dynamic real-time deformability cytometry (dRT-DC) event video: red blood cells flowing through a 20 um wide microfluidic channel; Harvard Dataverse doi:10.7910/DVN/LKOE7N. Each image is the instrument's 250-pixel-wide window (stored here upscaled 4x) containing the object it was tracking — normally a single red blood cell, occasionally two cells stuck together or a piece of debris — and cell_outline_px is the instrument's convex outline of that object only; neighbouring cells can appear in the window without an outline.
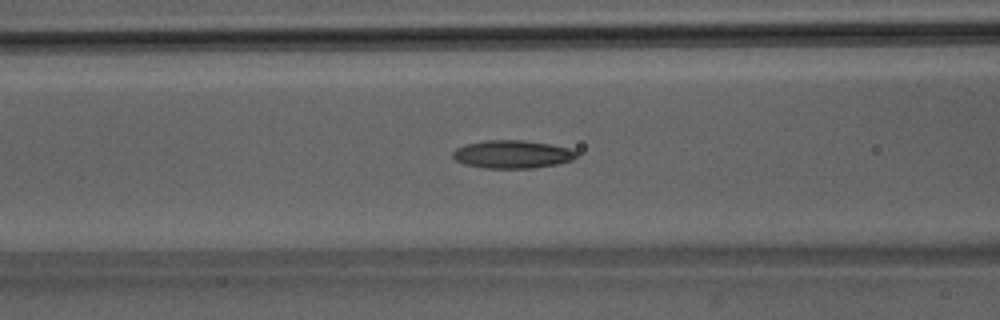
{"species": "Egyptian fruit bat (a non-hibernating species)", "species_latin": "Rousettus aegyptiacus", "temperature_condition": "room temperature", "stored_images_in_passage": 52, "segment_of_instrument_passage": [1, 2], "camera_frame_rate_fps": 3000, "um_per_image_px": 0.085, "animal": {"sex": "male"}, "frame": {"image": 1, "passage_image": 21, "time_ms": 6.667, "image_size_px": [1000, 320], "cell_outline_px": [[576, 156], [572, 160], [556, 164], [532, 168], [484, 168], [464, 164], [456, 160], [452, 156], [452, 152], [456, 148], [464, 144], [484, 140], [524, 140], [552, 144], [568, 148], [576, 152]], "centroid_in_image_um": [43.5, 13.1], "position_along_channel_um": 123.1, "area_um2": 20.23}}
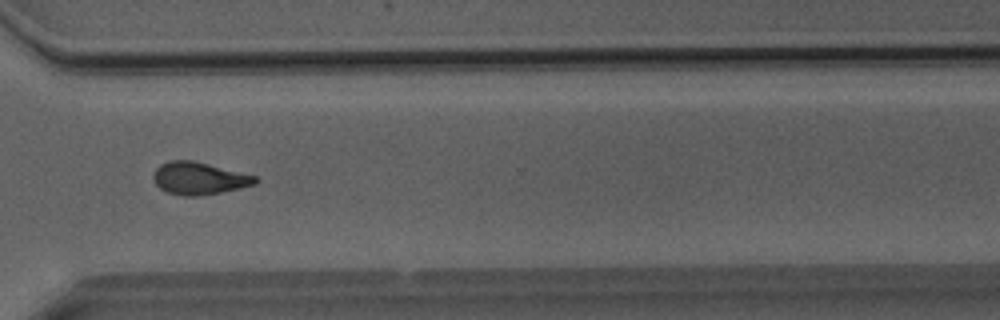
{"frame": {"image": 2, "passage_image": 38, "time_ms": 12.333, "image_size_px": [1000, 320], "cell_outline_px": [[260, 180], [256, 184], [240, 188], [220, 192], [196, 196], [184, 196], [168, 192], [160, 188], [156, 184], [152, 176], [156, 168], [160, 164], [168, 160], [192, 160], [256, 176]], "centroid_in_image_um": [16.91, 15.15], "position_along_channel_um": 353.7, "area_um2": 19.13}}
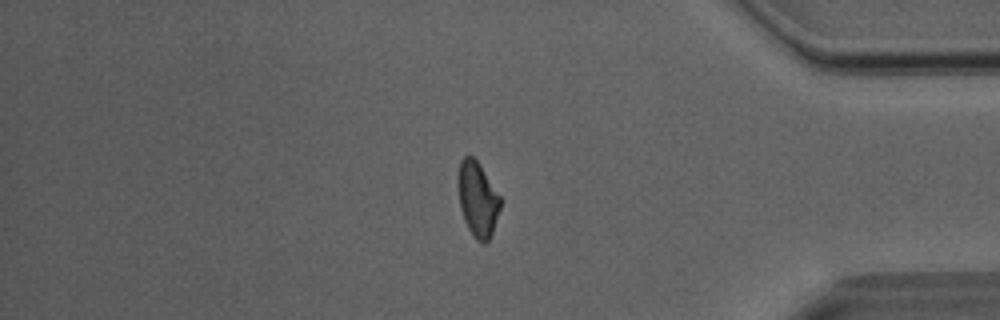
{"frame": {"image": 3, "passage_image": 43, "time_ms": 14.0, "image_size_px": [1000, 320], "cell_outline_px": [[504, 200], [492, 232], [488, 240], [484, 244], [476, 240], [472, 236], [464, 220], [460, 204], [456, 184], [456, 180], [460, 160], [464, 156], [472, 156], [480, 164]], "centroid_in_image_um": [40.61, 16.91], "position_along_channel_um": 394.6, "area_um2": 19.02}}